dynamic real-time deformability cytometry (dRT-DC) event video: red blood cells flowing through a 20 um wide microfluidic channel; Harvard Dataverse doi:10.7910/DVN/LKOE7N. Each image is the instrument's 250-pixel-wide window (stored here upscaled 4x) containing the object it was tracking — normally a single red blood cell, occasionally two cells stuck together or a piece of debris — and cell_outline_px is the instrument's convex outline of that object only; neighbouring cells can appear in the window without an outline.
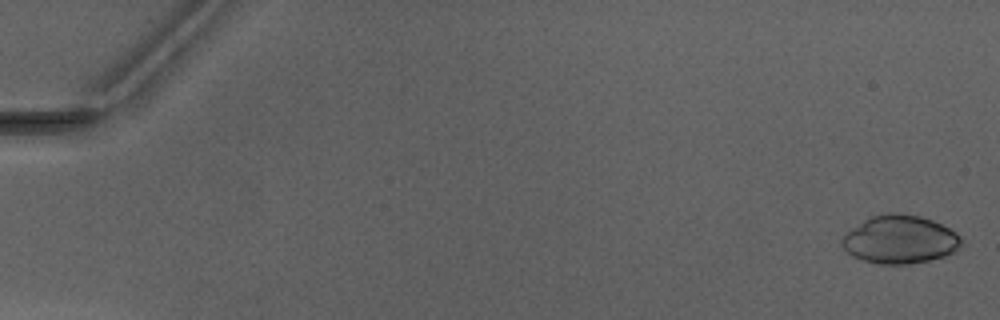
{"species": "Egyptian fruit bat (a non-hibernating species)", "species_latin": "Rousettus aegyptiacus", "temperature_condition": "warm", "stored_images_in_passage": 10, "camera_frame_rate_fps": 3000, "um_per_image_px": 0.085, "animal": {"sex": "male"}, "frame": {"image": 1, "passage_image": 1, "time_ms": 0.0, "image_size_px": [1000, 320], "cell_outline_px": [[960, 244], [952, 252], [944, 256], [928, 260], [908, 264], [876, 264], [852, 256], [840, 244], [840, 240], [852, 228], [868, 216], [888, 212], [896, 212], [920, 216], [932, 220], [956, 232], [960, 236]], "centroid_in_image_um": [76.44, 20.34], "position_along_channel_um": 8.6, "area_um2": 33.41}}